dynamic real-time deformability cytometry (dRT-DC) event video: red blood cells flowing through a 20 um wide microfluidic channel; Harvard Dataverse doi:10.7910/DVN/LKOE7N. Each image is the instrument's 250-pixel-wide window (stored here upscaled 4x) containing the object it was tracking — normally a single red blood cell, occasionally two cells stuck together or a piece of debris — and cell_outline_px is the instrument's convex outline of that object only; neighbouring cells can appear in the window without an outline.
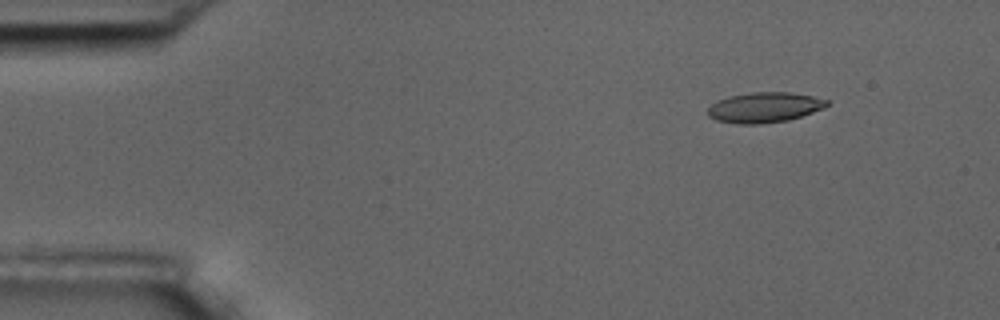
{"species": "common noctule bat (a hibernating species)", "species_latin": "Nyctalus noctula", "temperature_condition": "room temperature", "stored_images_in_passage": 5, "camera_frame_rate_fps": 3000, "um_per_image_px": 0.085, "animal": {"sex": "male", "body_mass_g": 17.5, "forearm_length_mm": 52.3}, "frame": {"image": 1, "passage_image": 2, "time_ms": 1.0, "image_size_px": [1000, 320], "cell_outline_px": [[828, 104], [824, 108], [788, 120], [760, 124], [736, 124], [716, 120], [708, 116], [708, 108], [712, 104], [728, 96], [752, 92], [788, 92], [812, 96], [828, 100]], "centroid_in_image_um": [64.96, 9.13], "position_along_channel_um": 20.0, "area_um2": 20.87}}
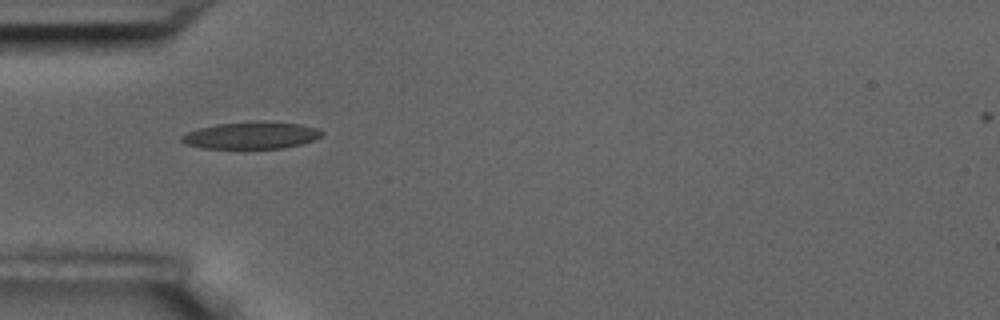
{"frame": {"image": 2, "passage_image": 5, "time_ms": 4.667, "image_size_px": [1000, 320], "cell_outline_px": [[324, 132], [320, 136], [312, 140], [300, 144], [284, 148], [204, 148], [184, 144], [180, 140], [180, 136], [188, 132], [200, 128], [216, 124], [256, 120], [264, 120], [300, 124], [316, 128]], "centroid_in_image_um": [21.34, 11.49], "position_along_channel_um": 63.7, "area_um2": 22.2}}